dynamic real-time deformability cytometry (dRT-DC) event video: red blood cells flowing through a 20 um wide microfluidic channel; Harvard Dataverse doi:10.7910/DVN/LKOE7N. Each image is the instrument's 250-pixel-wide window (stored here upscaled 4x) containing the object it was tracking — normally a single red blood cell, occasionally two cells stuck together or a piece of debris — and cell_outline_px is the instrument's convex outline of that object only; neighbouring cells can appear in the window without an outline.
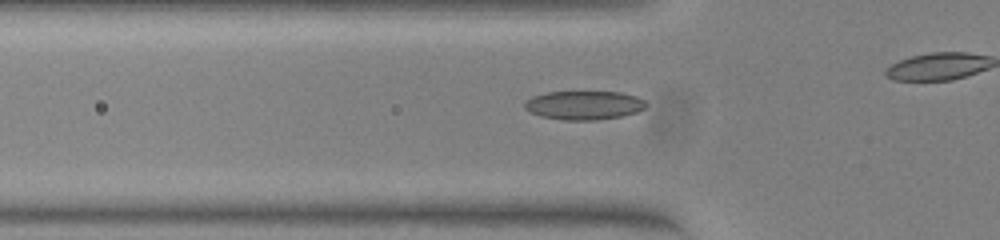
{"species": "common noctule bat (a hibernating species)", "species_latin": "Nyctalus noctula", "temperature_condition": "warm", "stored_images_in_passage": 43, "camera_frame_rate_fps": 3000, "um_per_image_px": 0.085, "animal": {"sex": "female", "body_mass_g": 23.0, "forearm_length_mm": 53.4}, "frame": {"image": 1, "passage_image": 19, "time_ms": 6.0, "image_size_px": [1000, 240], "cell_outline_px": [[648, 104], [644, 108], [636, 112], [620, 116], [596, 120], [564, 120], [540, 116], [524, 108], [524, 100], [532, 96], [548, 92], [620, 92], [636, 96], [644, 100]], "centroid_in_image_um": [49.62, 8.94], "position_along_channel_um": 76.2, "area_um2": 20.35}}
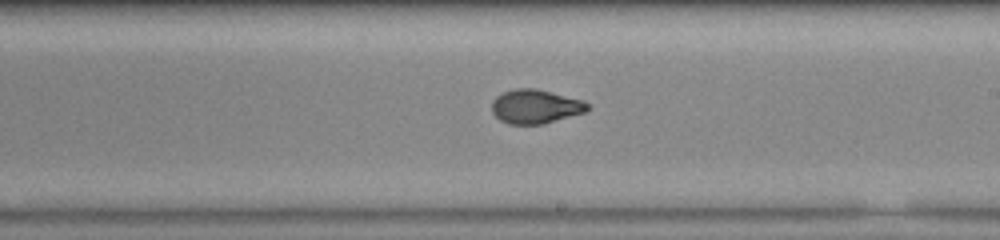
{"frame": {"image": 2, "passage_image": 32, "time_ms": 10.333, "image_size_px": [1000, 240], "cell_outline_px": [[588, 108], [584, 112], [540, 124], [508, 124], [500, 120], [492, 112], [492, 100], [496, 96], [504, 92], [516, 88], [536, 88], [584, 100], [588, 104]], "centroid_in_image_um": [45.48, 9.04], "position_along_channel_um": 243.5, "area_um2": 18.79}}
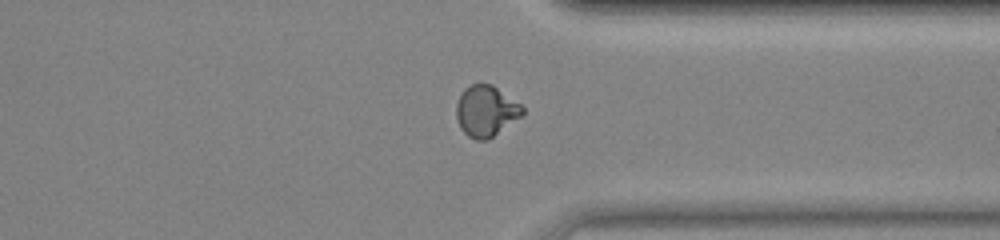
{"frame": {"image": 3, "passage_image": 42, "time_ms": 13.667, "image_size_px": [1000, 240], "cell_outline_px": [[524, 112], [520, 116], [488, 140], [476, 140], [468, 136], [460, 128], [456, 116], [456, 104], [464, 88], [472, 84], [492, 84], [520, 104], [524, 108]], "centroid_in_image_um": [41.28, 9.44], "position_along_channel_um": 370.1, "area_um2": 19.42}}